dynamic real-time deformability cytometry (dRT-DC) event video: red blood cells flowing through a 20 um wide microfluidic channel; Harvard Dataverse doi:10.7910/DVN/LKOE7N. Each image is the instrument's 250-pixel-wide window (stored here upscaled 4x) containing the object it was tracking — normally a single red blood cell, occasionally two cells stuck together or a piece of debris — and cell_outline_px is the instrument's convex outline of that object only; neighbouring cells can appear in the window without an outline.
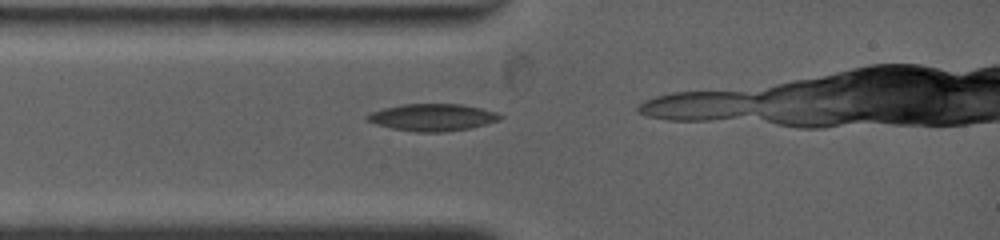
{"species": "common noctule bat (a hibernating species)", "species_latin": "Nyctalus noctula", "temperature_condition": "warm", "stored_images_in_passage": 4, "camera_frame_rate_fps": 4500, "um_per_image_px": 0.085, "animal": {"sex": "female", "body_mass_g": 19.0, "forearm_length_mm": 53.3}, "frame": {"image": 1, "passage_image": 1, "time_ms": 0.0, "image_size_px": [1000, 240], "cell_outline_px": [[504, 116], [500, 120], [468, 128], [444, 132], [416, 132], [392, 128], [376, 124], [368, 120], [364, 116], [372, 112], [384, 108], [404, 104], [460, 104], [480, 108], [496, 112]], "centroid_in_image_um": [36.76, 9.97], "position_along_channel_um": 48.2, "area_um2": 20.75}}